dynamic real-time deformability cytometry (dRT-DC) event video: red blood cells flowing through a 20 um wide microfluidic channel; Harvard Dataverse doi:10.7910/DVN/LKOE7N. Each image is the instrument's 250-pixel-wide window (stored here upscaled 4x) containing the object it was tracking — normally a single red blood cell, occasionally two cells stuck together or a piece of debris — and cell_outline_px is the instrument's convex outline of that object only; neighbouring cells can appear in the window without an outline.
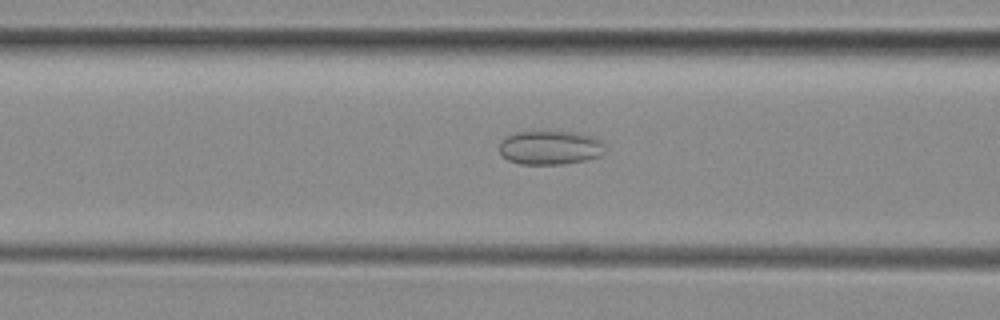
{"species": "common noctule bat (a hibernating species)", "species_latin": "Nyctalus noctula", "temperature_condition": "room temperature", "stored_images_in_passage": 23, "camera_frame_rate_fps": 3000, "um_per_image_px": 0.085, "animal": {"sex": "female", "body_mass_g": 29.2, "forearm_length_mm": 56.3}, "frame": {"image": 1, "passage_image": 6, "time_ms": 1.667, "image_size_px": [1000, 320], "cell_outline_px": [[604, 152], [600, 156], [588, 160], [564, 164], [520, 164], [508, 160], [500, 152], [500, 140], [516, 132], [580, 132], [596, 136], [604, 144]], "centroid_in_image_um": [46.81, 12.55], "position_along_channel_um": 119.8, "area_um2": 21.1}}
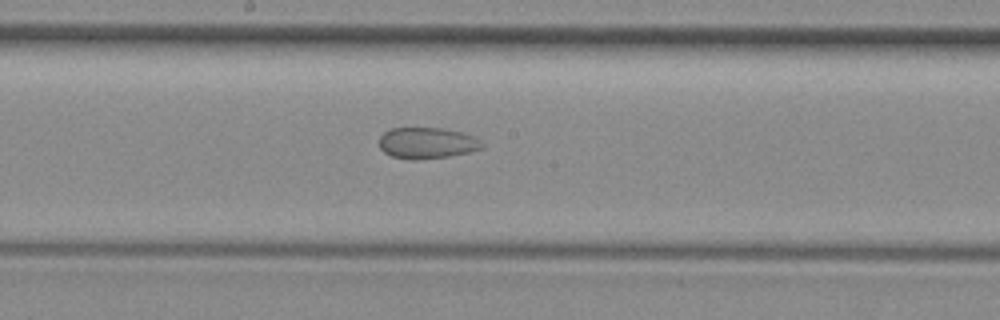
{"frame": {"image": 2, "passage_image": 13, "time_ms": 4.0, "image_size_px": [1000, 320], "cell_outline_px": [[484, 148], [452, 156], [420, 160], [412, 160], [392, 156], [384, 152], [380, 148], [380, 136], [384, 132], [392, 128], [444, 128], [460, 132], [472, 136], [480, 140], [484, 144]], "centroid_in_image_um": [36.31, 12.17], "position_along_channel_um": 211.9, "area_um2": 18.79}}
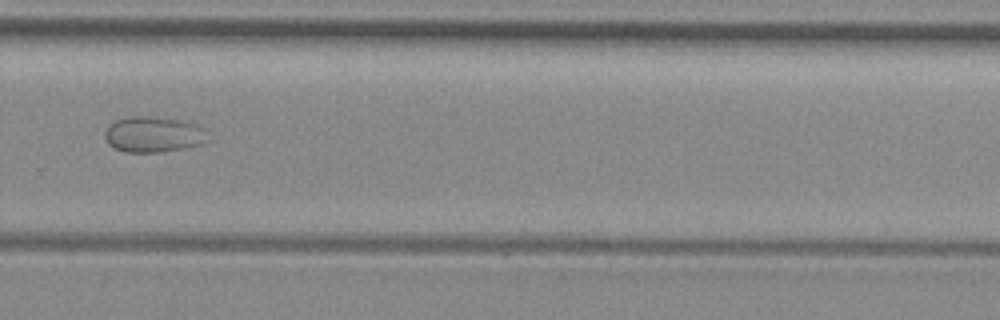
{"frame": {"image": 3, "passage_image": 21, "time_ms": 6.667, "image_size_px": [1000, 320], "cell_outline_px": [[212, 140], [200, 144], [184, 148], [160, 152], [124, 152], [108, 144], [104, 136], [104, 132], [116, 120], [132, 116], [144, 116], [184, 120], [200, 124], [208, 128]], "centroid_in_image_um": [13.17, 11.42], "position_along_channel_um": 316.6, "area_um2": 21.91}}